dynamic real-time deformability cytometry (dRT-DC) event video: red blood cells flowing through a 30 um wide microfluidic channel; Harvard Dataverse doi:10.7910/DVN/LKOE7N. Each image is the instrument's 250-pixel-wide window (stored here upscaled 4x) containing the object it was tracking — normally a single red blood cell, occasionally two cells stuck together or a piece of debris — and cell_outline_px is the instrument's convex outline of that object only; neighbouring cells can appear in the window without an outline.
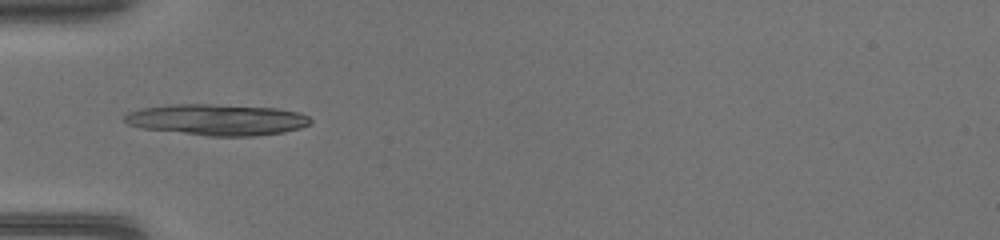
{"species": "common noctule bat (a hibernating species)", "species_latin": "Nyctalus noctula", "temperature_condition": "warm", "stored_images_in_passage": 47, "camera_frame_rate_fps": 3000, "um_per_image_px": 0.085, "animal": {"sex": "female", "body_mass_g": 17.0, "forearm_length_mm": 48.0}, "frame": {"image": 1, "passage_image": 17, "time_ms": 5.333, "image_size_px": [1000, 240], "cell_outline_px": [[312, 120], [308, 124], [300, 128], [284, 132], [256, 136], [208, 136], [140, 128], [128, 124], [124, 120], [124, 116], [128, 112], [140, 108], [172, 104], [212, 104], [276, 108], [300, 112], [308, 116]], "centroid_in_image_um": [18.44, 10.17], "position_along_channel_um": 66.6, "area_um2": 33.93}}
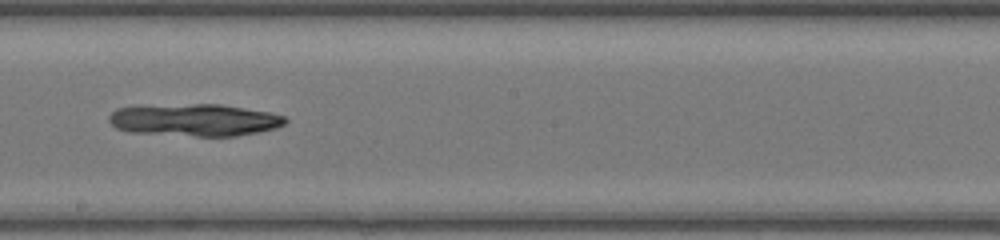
{"frame": {"image": 2, "passage_image": 28, "time_ms": 9.0, "image_size_px": [1000, 240], "cell_outline_px": [[288, 120], [284, 124], [276, 128], [260, 132], [236, 136], [196, 136], [128, 132], [116, 128], [108, 120], [108, 116], [116, 108], [192, 104], [220, 104], [268, 112], [284, 116]], "centroid_in_image_um": [16.56, 10.21], "position_along_channel_um": 231.6, "area_um2": 32.89}}
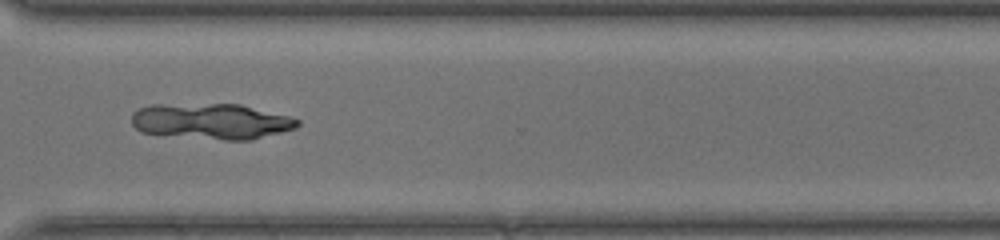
{"frame": {"image": 3, "passage_image": 36, "time_ms": 11.667, "image_size_px": [1000, 240], "cell_outline_px": [[300, 124], [296, 128], [252, 140], [224, 140], [140, 132], [132, 124], [132, 112], [140, 108], [152, 104], [240, 104], [288, 116], [300, 120]], "centroid_in_image_um": [17.97, 10.31], "position_along_channel_um": 352.6, "area_um2": 34.45}}